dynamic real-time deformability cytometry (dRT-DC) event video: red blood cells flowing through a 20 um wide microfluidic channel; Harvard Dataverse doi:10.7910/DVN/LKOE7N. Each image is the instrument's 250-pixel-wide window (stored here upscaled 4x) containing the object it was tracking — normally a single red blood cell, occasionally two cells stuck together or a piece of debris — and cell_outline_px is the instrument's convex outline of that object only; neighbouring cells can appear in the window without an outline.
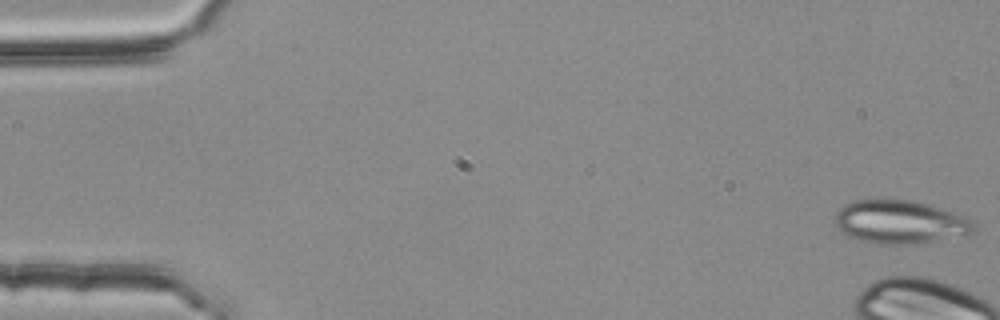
{"species": "common noctule bat (a hibernating species)", "species_latin": "Nyctalus noctula", "temperature_condition": "room temperature", "stored_images_in_passage": 5, "camera_frame_rate_fps": 3000, "um_per_image_px": 0.085, "animal": {"sex": "female", "body_mass_g": 25.1}, "frame": {"image": 1, "passage_image": 1, "time_ms": 0.0, "image_size_px": [1000, 320], "cell_outline_px": [[972, 232], [964, 236], [904, 244], [880, 244], [860, 240], [848, 236], [836, 224], [836, 212], [844, 204], [856, 200], [912, 200], [928, 204], [940, 208], [972, 220]], "centroid_in_image_um": [76.47, 18.86], "position_along_channel_um": 8.5, "area_um2": 34.28}}